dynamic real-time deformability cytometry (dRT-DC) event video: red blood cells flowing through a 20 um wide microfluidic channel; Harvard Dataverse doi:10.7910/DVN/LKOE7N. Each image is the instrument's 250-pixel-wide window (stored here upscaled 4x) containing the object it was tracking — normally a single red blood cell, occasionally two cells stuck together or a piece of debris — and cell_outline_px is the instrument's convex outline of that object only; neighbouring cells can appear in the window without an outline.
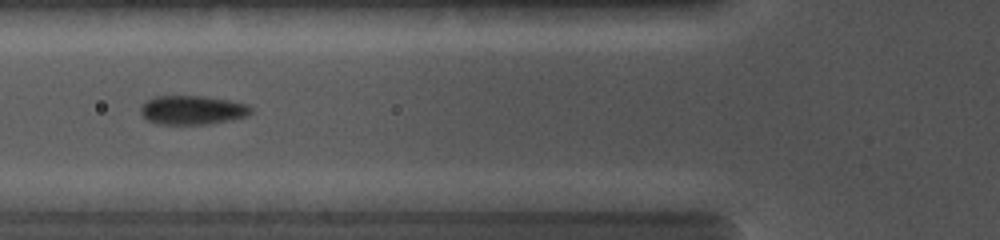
{"species": "common noctule bat (a hibernating species)", "species_latin": "Nyctalus noctula", "temperature_condition": "cold", "stored_images_in_passage": 22, "camera_frame_rate_fps": 5000, "um_per_image_px": 0.085, "animal": {"sex": "female", "body_mass_g": 19.0, "forearm_length_mm": 56.7}, "frame": {"image": 1, "passage_image": 10, "time_ms": 4.8, "image_size_px": [1000, 240], "cell_outline_px": [[252, 112], [248, 116], [232, 120], [208, 124], [156, 124], [148, 120], [140, 112], [140, 108], [144, 100], [156, 96], [204, 96], [228, 100], [244, 104], [252, 108]], "centroid_in_image_um": [16.33, 9.35], "position_along_channel_um": 109.5, "area_um2": 18.73}}